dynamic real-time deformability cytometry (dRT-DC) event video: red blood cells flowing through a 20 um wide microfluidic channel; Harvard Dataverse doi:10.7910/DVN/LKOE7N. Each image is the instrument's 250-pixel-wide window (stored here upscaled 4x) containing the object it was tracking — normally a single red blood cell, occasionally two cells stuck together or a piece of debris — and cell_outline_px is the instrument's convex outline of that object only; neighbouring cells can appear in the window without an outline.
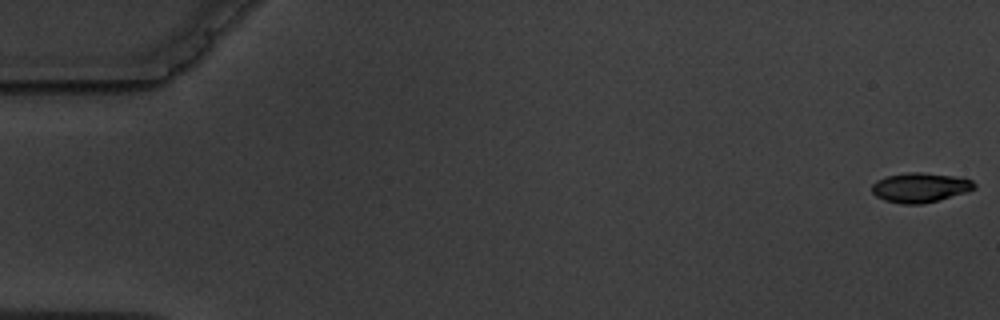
{"species": "common noctule bat (a hibernating species)", "species_latin": "Nyctalus noctula", "temperature_condition": "warm", "stored_images_in_passage": 6, "camera_frame_rate_fps": 3000, "um_per_image_px": 0.085, "animal": {"sex": "male", "body_mass_g": 19.5, "forearm_length_mm": 54.6}, "frame": {"image": 1, "passage_image": 1, "time_ms": 0.0, "image_size_px": [1000, 320], "cell_outline_px": [[976, 188], [968, 192], [920, 204], [900, 204], [884, 200], [876, 196], [872, 192], [872, 184], [876, 180], [888, 176], [908, 172], [920, 172], [952, 176], [972, 180], [976, 184]], "centroid_in_image_um": [78.2, 15.94], "position_along_channel_um": 6.8, "area_um2": 17.57}}
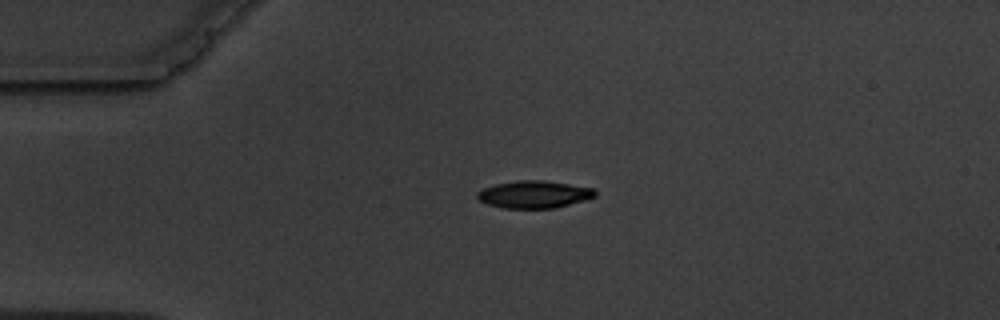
{"frame": {"image": 2, "passage_image": 4, "time_ms": 4.333, "image_size_px": [1000, 320], "cell_outline_px": [[596, 196], [584, 200], [556, 208], [504, 208], [488, 204], [480, 200], [476, 196], [476, 192], [484, 188], [496, 184], [520, 180], [544, 180], [592, 188], [596, 192]], "centroid_in_image_um": [45.39, 16.52], "position_along_channel_um": 39.6, "area_um2": 18.61}}
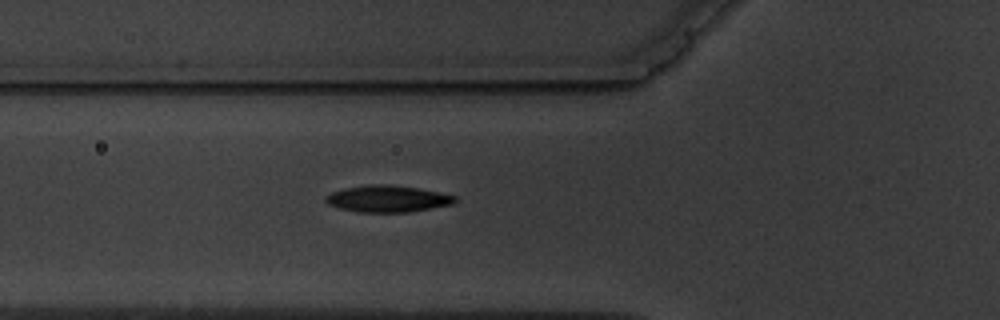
{"frame": {"image": 3, "passage_image": 6, "time_ms": 6.667, "image_size_px": [1000, 320], "cell_outline_px": [[456, 204], [408, 212], [356, 212], [340, 208], [328, 204], [324, 200], [324, 196], [332, 192], [344, 188], [368, 184], [392, 184], [420, 188], [440, 192], [456, 196]], "centroid_in_image_um": [32.96, 16.89], "position_along_channel_um": 92.8, "area_um2": 20.4}}